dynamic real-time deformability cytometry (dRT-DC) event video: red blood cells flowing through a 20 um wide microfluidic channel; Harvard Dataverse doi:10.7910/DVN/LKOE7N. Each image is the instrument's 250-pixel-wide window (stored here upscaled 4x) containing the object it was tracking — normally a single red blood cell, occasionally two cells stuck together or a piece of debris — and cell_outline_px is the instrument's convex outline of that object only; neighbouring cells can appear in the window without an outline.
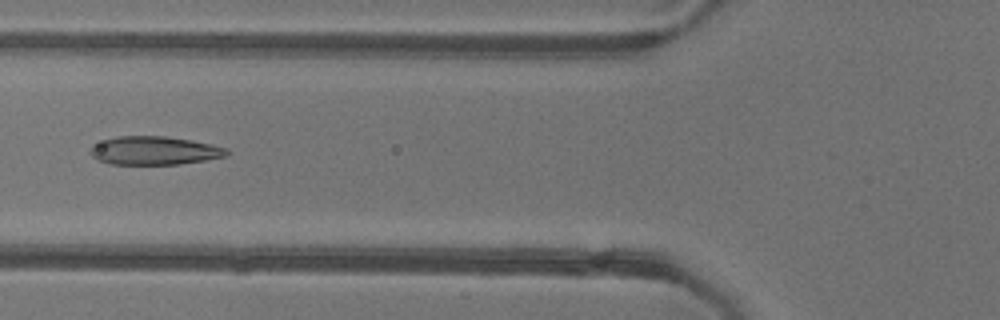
{"species": "common noctule bat (a hibernating species)", "species_latin": "Nyctalus noctula", "temperature_condition": "warm", "stored_images_in_passage": 53, "camera_frame_rate_fps": 3000, "um_per_image_px": 0.085, "animal": {"sex": "female"}, "frame": {"image": 1, "passage_image": 20, "time_ms": 6.333, "image_size_px": [1000, 320], "cell_outline_px": [[228, 156], [180, 164], [108, 164], [92, 156], [88, 152], [88, 148], [92, 144], [116, 136], [164, 136], [192, 140], [228, 148]], "centroid_in_image_um": [13.09, 12.8], "position_along_channel_um": 112.7, "area_um2": 22.72}}
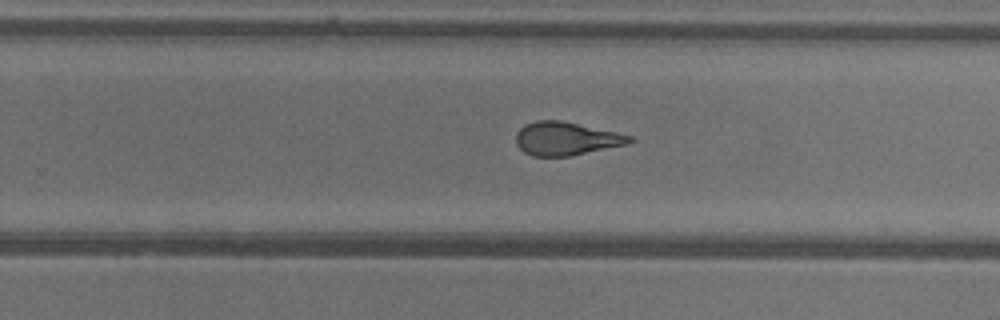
{"frame": {"image": 2, "passage_image": 33, "time_ms": 10.667, "image_size_px": [1000, 320], "cell_outline_px": [[636, 140], [628, 144], [568, 156], [532, 156], [524, 152], [516, 144], [516, 132], [524, 124], [536, 120], [560, 120], [616, 132], [632, 136]], "centroid_in_image_um": [48.1, 11.78], "position_along_channel_um": 281.7, "area_um2": 22.02}}
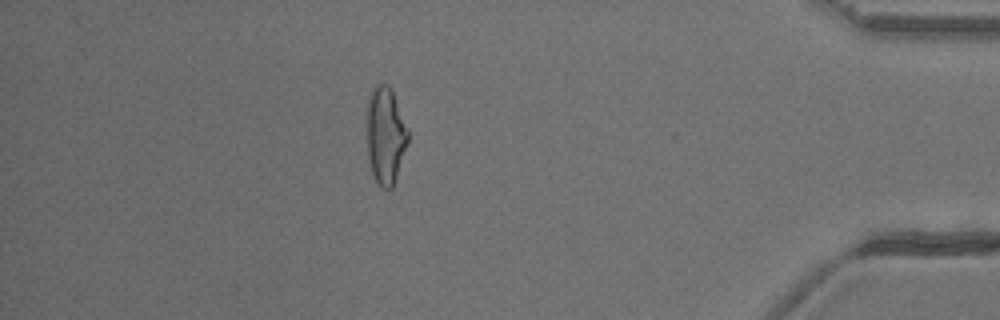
{"frame": {"image": 3, "passage_image": 46, "time_ms": 15.0, "image_size_px": [1000, 320], "cell_outline_px": [[408, 140], [392, 188], [384, 188], [376, 184], [368, 160], [368, 100], [372, 88], [376, 84], [388, 84], [392, 88], [408, 128]], "centroid_in_image_um": [32.77, 11.48], "position_along_channel_um": 402.4, "area_um2": 23.06}, "authors_computed_cell_mechanics": {"area_um2": 23.4668, "velocity_mm_per_s": 3.8986, "shape_relaxation_time_tau1_ms": null, "shape_relaxation_time_tau2_ms": 1.4644, "deformation_change_tau1": null, "deformation_change_tau2": 0.1114}}